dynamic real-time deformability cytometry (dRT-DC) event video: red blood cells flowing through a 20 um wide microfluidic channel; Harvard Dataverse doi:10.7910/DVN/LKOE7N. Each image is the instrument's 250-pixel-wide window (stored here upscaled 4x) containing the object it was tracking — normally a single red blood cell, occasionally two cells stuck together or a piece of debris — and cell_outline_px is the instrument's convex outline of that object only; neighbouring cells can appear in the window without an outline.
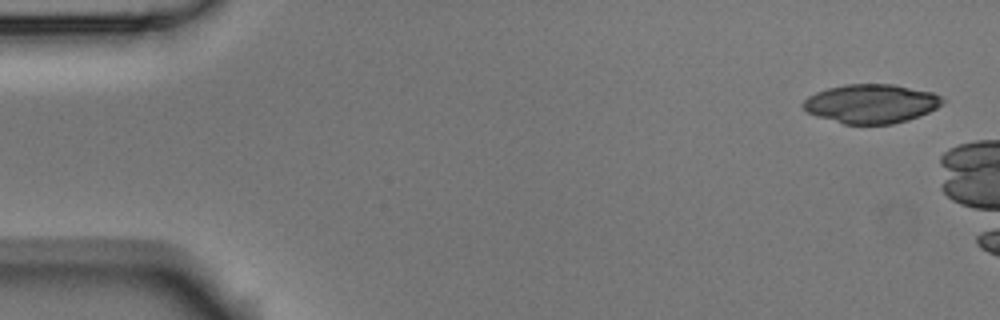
{"species": "Egyptian fruit bat (a non-hibernating species)", "species_latin": "Rousettus aegyptiacus", "temperature_condition": "room temperature", "stored_images_in_passage": 3, "camera_frame_rate_fps": 3000, "um_per_image_px": 0.085, "animal": {"sex": "male"}, "frame": {"image": 1, "passage_image": 1, "time_ms": 0.0, "image_size_px": [1000, 320], "cell_outline_px": [[944, 100], [936, 108], [928, 112], [908, 120], [892, 124], [844, 124], [816, 116], [808, 112], [804, 108], [804, 100], [808, 96], [816, 92], [828, 88], [844, 84], [892, 84], [932, 92], [940, 96]], "centroid_in_image_um": [74.03, 8.81], "position_along_channel_um": 11.0, "area_um2": 31.44}}